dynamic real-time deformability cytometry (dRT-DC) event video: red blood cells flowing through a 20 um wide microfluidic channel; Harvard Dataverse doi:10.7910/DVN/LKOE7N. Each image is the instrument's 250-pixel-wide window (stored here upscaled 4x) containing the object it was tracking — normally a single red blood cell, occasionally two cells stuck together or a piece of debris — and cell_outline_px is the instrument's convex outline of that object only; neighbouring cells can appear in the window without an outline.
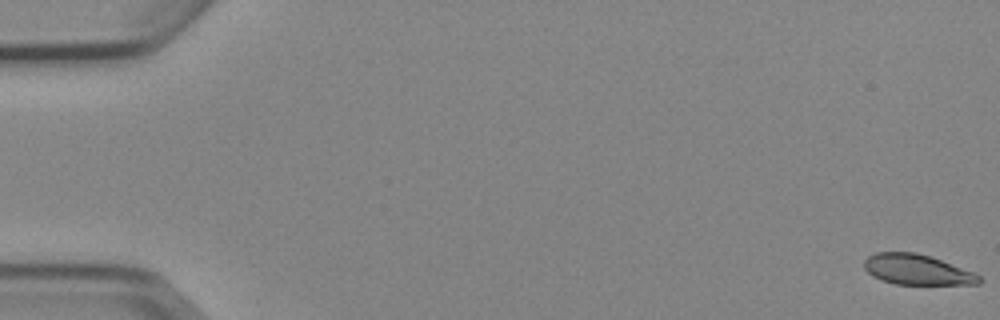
{"species": "Egyptian fruit bat (a non-hibernating species)", "species_latin": "Rousettus aegyptiacus", "temperature_condition": "cold", "stored_images_in_passage": 8, "camera_frame_rate_fps": 3000, "um_per_image_px": 0.085, "animal": {"sex": "female"}, "frame": {"image": 1, "passage_image": 1, "time_ms": 0.0, "image_size_px": [1000, 320], "cell_outline_px": [[984, 280], [980, 284], [896, 284], [872, 276], [864, 268], [864, 260], [868, 256], [876, 252], [916, 252], [940, 260], [972, 272], [980, 276]], "centroid_in_image_um": [77.93, 22.92], "position_along_channel_um": 7.1, "area_um2": 20.06}}
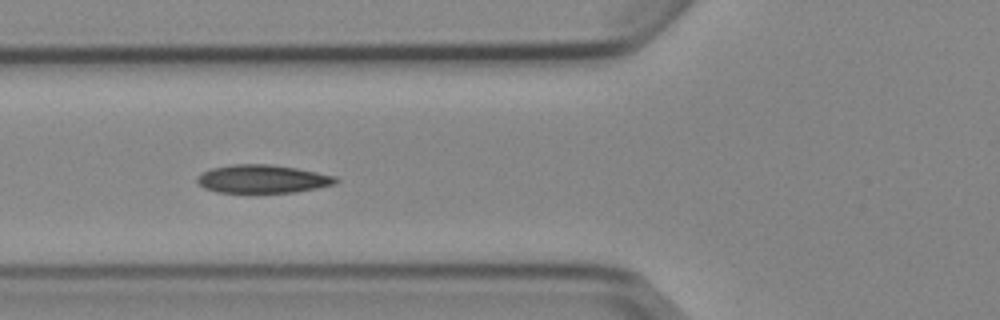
{"frame": {"image": 2, "passage_image": 6, "time_ms": 6.667, "image_size_px": [1000, 320], "cell_outline_px": [[340, 180], [336, 184], [296, 192], [216, 192], [204, 188], [196, 180], [196, 176], [212, 168], [232, 164], [272, 164], [296, 168], [336, 176]], "centroid_in_image_um": [22.33, 15.2], "position_along_channel_um": 103.5, "area_um2": 22.77}}
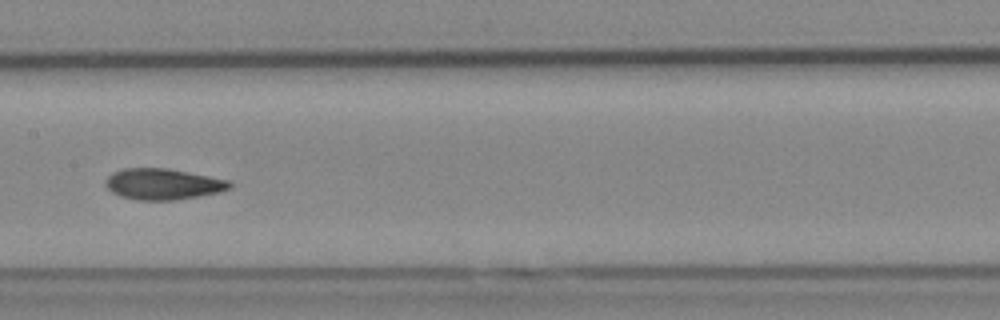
{"frame": {"image": 3, "passage_image": 8, "time_ms": 9.0, "image_size_px": [1000, 320], "cell_outline_px": [[232, 188], [220, 192], [176, 200], [136, 200], [120, 196], [112, 192], [104, 184], [104, 180], [112, 172], [124, 168], [168, 168], [232, 180]], "centroid_in_image_um": [13.87, 15.64], "position_along_channel_um": 193.5, "area_um2": 22.77}}